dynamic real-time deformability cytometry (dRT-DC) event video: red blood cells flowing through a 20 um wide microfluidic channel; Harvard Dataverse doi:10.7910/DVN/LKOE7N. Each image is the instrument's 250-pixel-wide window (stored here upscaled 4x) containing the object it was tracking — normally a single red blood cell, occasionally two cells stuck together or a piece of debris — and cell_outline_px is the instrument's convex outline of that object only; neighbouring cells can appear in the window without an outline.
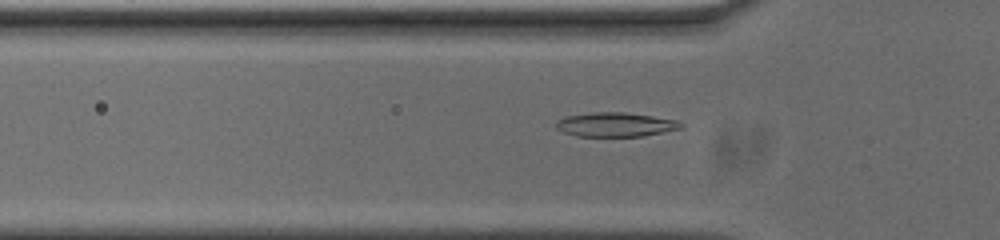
{"species": "common noctule bat (a hibernating species)", "species_latin": "Nyctalus noctula", "temperature_condition": "cold", "stored_images_in_passage": 45, "camera_frame_rate_fps": 3000, "um_per_image_px": 0.085, "animal": {"sex": "male", "body_mass_g": 20.0, "forearm_length_mm": 53.3}, "frame": {"image": 1, "passage_image": 7, "time_ms": 2.0, "image_size_px": [1000, 240], "cell_outline_px": [[684, 128], [640, 136], [576, 136], [564, 132], [556, 128], [556, 120], [564, 116], [592, 112], [624, 112], [652, 116], [676, 120], [684, 124]], "centroid_in_image_um": [52.29, 10.58], "position_along_channel_um": 73.5, "area_um2": 17.63}}
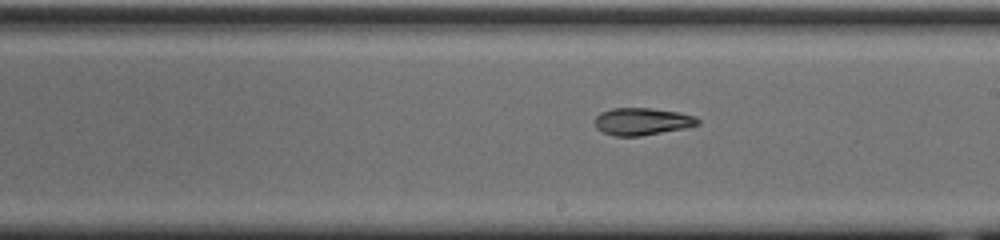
{"frame": {"image": 2, "passage_image": 20, "time_ms": 6.333, "image_size_px": [1000, 240], "cell_outline_px": [[700, 124], [684, 128], [640, 136], [616, 136], [604, 132], [596, 128], [596, 116], [600, 112], [612, 108], [652, 108], [676, 112], [696, 116], [700, 120]], "centroid_in_image_um": [54.59, 10.32], "position_along_channel_um": 234.4, "area_um2": 16.24}}
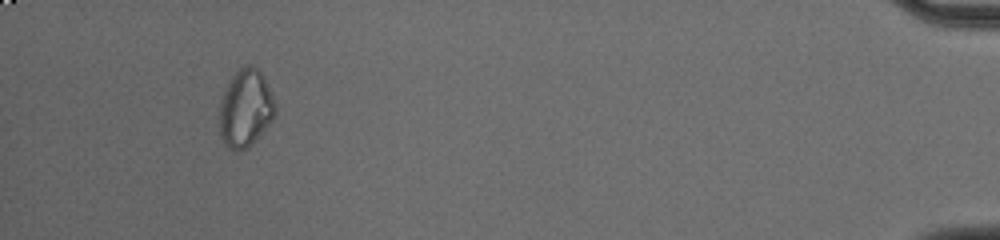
{"frame": {"image": 3, "passage_image": 41, "time_ms": 13.333, "image_size_px": [1000, 240], "cell_outline_px": [[276, 116], [252, 144], [248, 148], [240, 152], [236, 152], [228, 148], [224, 144], [220, 136], [220, 100], [232, 76], [244, 64], [252, 64], [264, 76], [272, 92], [276, 104]], "centroid_in_image_um": [20.89, 9.23], "position_along_channel_um": 414.3, "area_um2": 25.61}, "authors_computed_cell_mechanics": {"area_um2": 16.9932, "velocity_mm_per_s": 3.703, "shape_relaxation_time_tau1_ms": null, "shape_relaxation_time_tau2_ms": 5.5255, "deformation_change_tau1": null, "deformation_change_tau2": 0.0992}}